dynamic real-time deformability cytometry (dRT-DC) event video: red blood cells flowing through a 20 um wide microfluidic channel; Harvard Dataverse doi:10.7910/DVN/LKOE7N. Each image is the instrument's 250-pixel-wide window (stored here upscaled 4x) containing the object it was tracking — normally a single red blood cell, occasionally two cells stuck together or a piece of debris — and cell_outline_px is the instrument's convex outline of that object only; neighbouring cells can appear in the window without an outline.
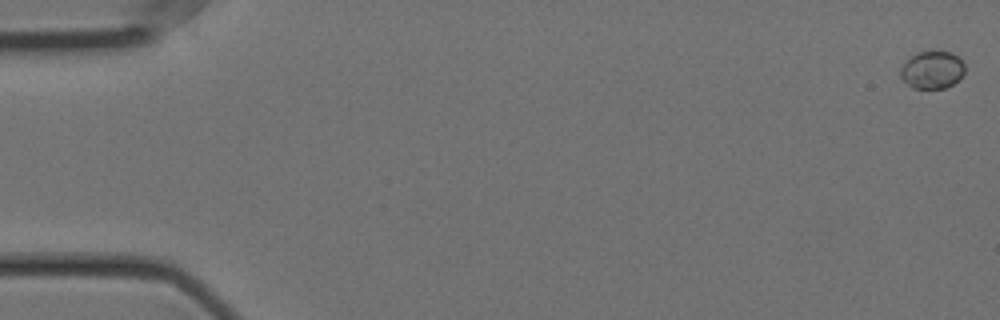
{"species": "Egyptian fruit bat (a non-hibernating species)", "species_latin": "Rousettus aegyptiacus", "temperature_condition": "cold", "stored_images_in_passage": 57, "camera_frame_rate_fps": 3000, "um_per_image_px": 0.085, "animal": {"sex": "female"}, "frame": {"image": 1, "passage_image": 1, "time_ms": 0.0, "image_size_px": [1000, 320], "cell_outline_px": [[964, 72], [952, 84], [944, 88], [912, 88], [900, 76], [900, 68], [916, 52], [952, 52], [964, 64]], "centroid_in_image_um": [79.21, 5.94], "position_along_channel_um": 5.8, "area_um2": 13.7}}
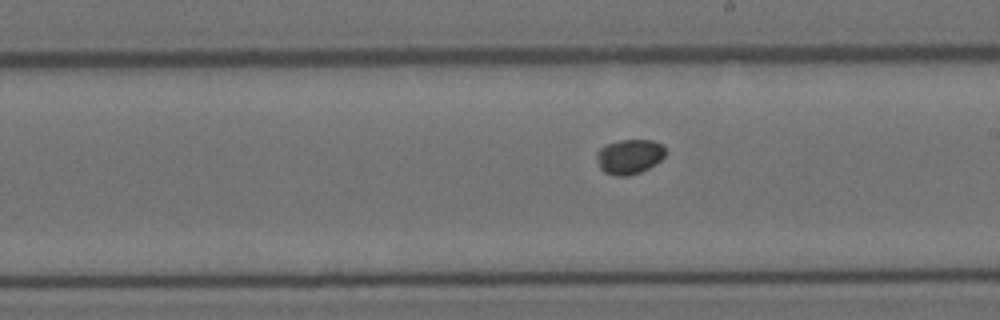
{"frame": {"image": 2, "passage_image": 33, "time_ms": 10.667, "image_size_px": [1000, 320], "cell_outline_px": [[668, 152], [656, 164], [640, 172], [628, 176], [616, 176], [604, 172], [600, 168], [596, 160], [596, 152], [604, 144], [620, 140], [652, 140], [664, 144]], "centroid_in_image_um": [53.51, 13.3], "position_along_channel_um": 235.5, "area_um2": 14.28}}
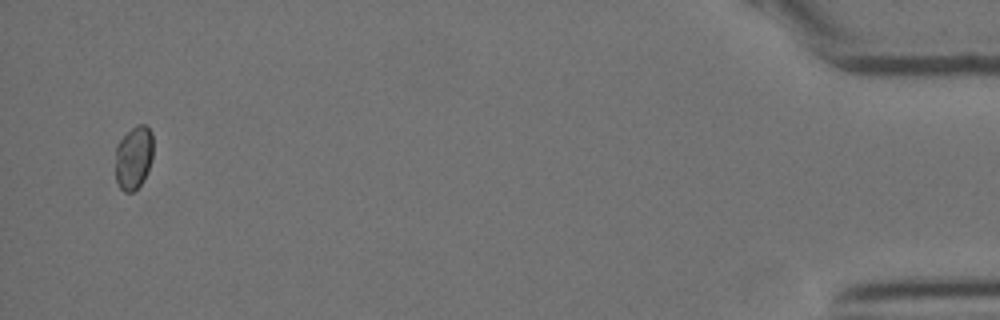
{"frame": {"image": 3, "passage_image": 56, "time_ms": 18.333, "image_size_px": [1000, 320], "cell_outline_px": [[152, 160], [148, 172], [144, 180], [132, 192], [124, 192], [120, 188], [116, 180], [116, 144], [136, 124], [144, 124], [152, 132]], "centroid_in_image_um": [11.37, 13.4], "position_along_channel_um": 423.8, "area_um2": 13.99}}